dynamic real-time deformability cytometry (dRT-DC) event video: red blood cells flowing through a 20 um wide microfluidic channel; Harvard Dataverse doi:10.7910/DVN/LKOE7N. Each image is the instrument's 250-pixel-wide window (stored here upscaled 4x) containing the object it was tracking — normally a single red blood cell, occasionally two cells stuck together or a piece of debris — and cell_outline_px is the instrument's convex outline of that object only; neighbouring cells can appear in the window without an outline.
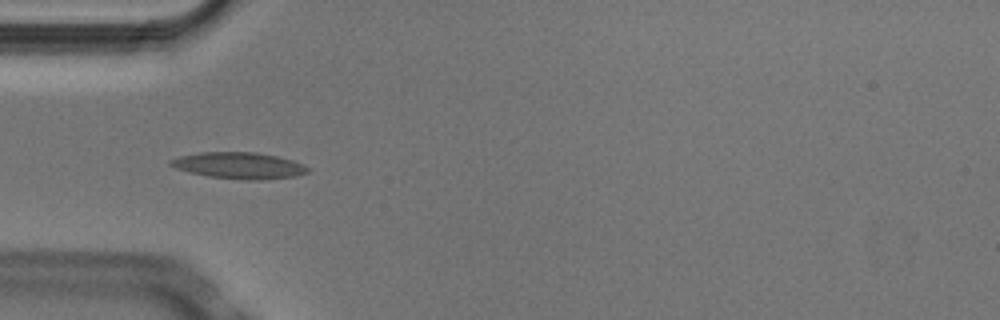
{"species": "Egyptian fruit bat (a non-hibernating species)", "species_latin": "Rousettus aegyptiacus", "temperature_condition": "cold", "stored_images_in_passage": 6, "camera_frame_rate_fps": 3000, "um_per_image_px": 0.085, "animal": {"sex": "male"}, "frame": {"image": 1, "passage_image": 4, "time_ms": 1.0, "image_size_px": [1000, 320], "cell_outline_px": [[308, 172], [296, 176], [260, 180], [244, 180], [208, 176], [176, 168], [168, 164], [168, 160], [180, 156], [200, 152], [256, 152], [276, 156], [292, 160], [304, 164], [308, 168]], "centroid_in_image_um": [20.32, 14.06], "position_along_channel_um": 64.7, "area_um2": 21.04}}